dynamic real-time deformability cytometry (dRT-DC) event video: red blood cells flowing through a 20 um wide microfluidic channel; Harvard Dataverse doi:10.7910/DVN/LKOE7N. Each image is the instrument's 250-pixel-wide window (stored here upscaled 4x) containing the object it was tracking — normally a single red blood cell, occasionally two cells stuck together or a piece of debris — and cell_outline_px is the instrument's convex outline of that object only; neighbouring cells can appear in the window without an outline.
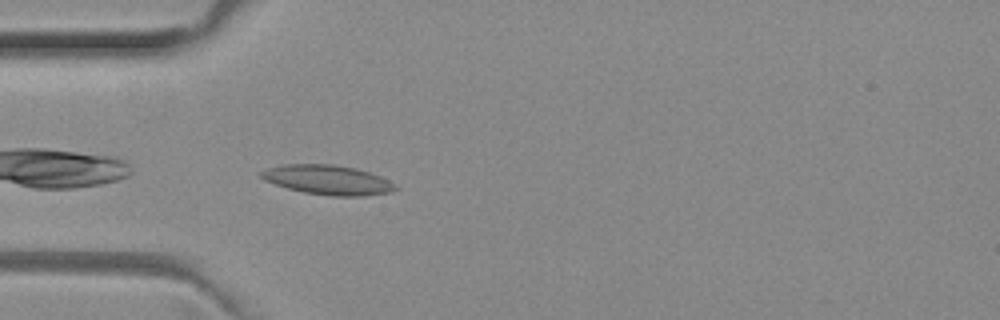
{"species": "common noctule bat (a hibernating species)", "species_latin": "Nyctalus noctula", "temperature_condition": "room temperature", "stored_images_in_passage": 37, "camera_frame_rate_fps": 3000, "um_per_image_px": 0.085, "animal": {"sex": "female", "body_mass_g": 29.2, "forearm_length_mm": 56.3}, "frame": {"image": 1, "passage_image": 1, "time_ms": 0.0, "image_size_px": [1000, 320], "cell_outline_px": [[400, 188], [392, 192], [360, 196], [332, 196], [304, 192], [288, 188], [264, 180], [260, 176], [260, 172], [268, 168], [284, 164], [332, 164], [356, 168], [380, 176], [396, 184]], "centroid_in_image_um": [27.89, 15.29], "position_along_channel_um": 57.1, "area_um2": 23.06}}
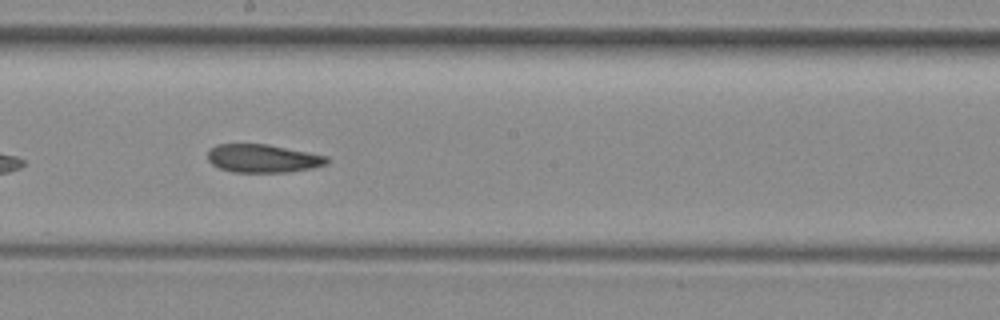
{"frame": {"image": 2, "passage_image": 14, "time_ms": 4.333, "image_size_px": [1000, 320], "cell_outline_px": [[328, 164], [312, 168], [288, 172], [232, 172], [220, 168], [212, 164], [208, 160], [208, 148], [216, 144], [268, 144], [328, 156]], "centroid_in_image_um": [22.33, 13.46], "position_along_channel_um": 225.9, "area_um2": 19.71}}
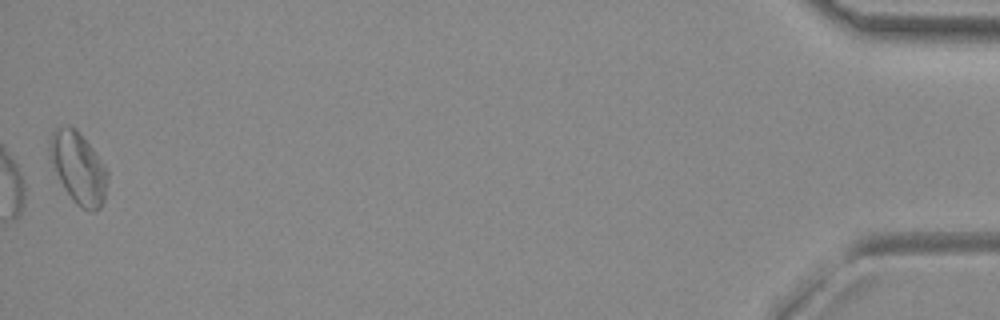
{"frame": {"image": 3, "passage_image": 37, "time_ms": 12.0, "image_size_px": [1000, 320], "cell_outline_px": [[108, 180], [104, 200], [100, 208], [96, 212], [92, 212], [80, 208], [72, 200], [64, 188], [48, 156], [48, 140], [52, 132], [56, 128], [68, 124], [76, 128], [80, 132], [92, 148], [108, 172]], "centroid_in_image_um": [6.64, 14.26], "position_along_channel_um": 428.6, "area_um2": 24.39}, "authors_computed_cell_mechanics": {"area_um2": 20.4612, "velocity_mm_per_s": 3.9828, "shape_relaxation_time_tau1_ms": null, "shape_relaxation_time_tau2_ms": 6.703, "deformation_change_tau1": null, "deformation_change_tau2": 0.1452}}